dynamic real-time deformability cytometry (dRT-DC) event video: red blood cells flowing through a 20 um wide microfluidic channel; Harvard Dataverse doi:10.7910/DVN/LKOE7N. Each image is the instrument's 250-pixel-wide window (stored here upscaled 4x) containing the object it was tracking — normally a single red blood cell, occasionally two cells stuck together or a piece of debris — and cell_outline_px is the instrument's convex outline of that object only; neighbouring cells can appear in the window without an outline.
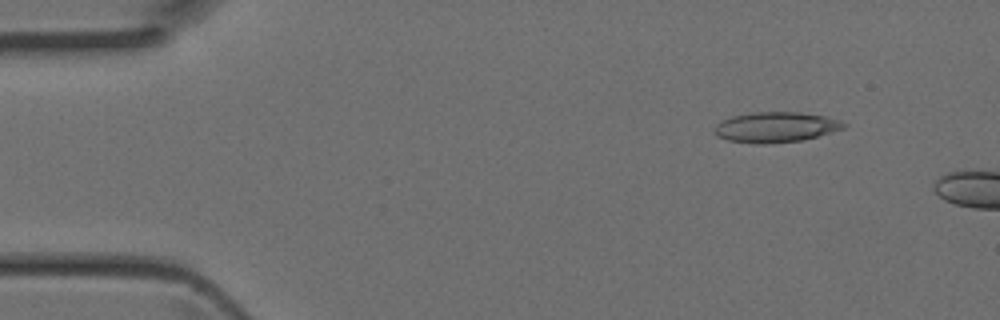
{"species": "Egyptian fruit bat (a non-hibernating species)", "species_latin": "Rousettus aegyptiacus", "temperature_condition": "room temperature", "stored_images_in_passage": 8, "camera_frame_rate_fps": 3000, "um_per_image_px": 0.085, "animal": {"sex": "female"}, "frame": {"image": 1, "passage_image": 5, "time_ms": 1.333, "image_size_px": [1000, 320], "cell_outline_px": [[848, 124], [844, 128], [804, 140], [764, 144], [760, 144], [728, 140], [716, 136], [712, 132], [716, 124], [720, 120], [732, 116], [752, 112], [800, 112], [824, 116], [840, 120]], "centroid_in_image_um": [65.9, 10.8], "position_along_channel_um": 19.1, "area_um2": 23.0}}